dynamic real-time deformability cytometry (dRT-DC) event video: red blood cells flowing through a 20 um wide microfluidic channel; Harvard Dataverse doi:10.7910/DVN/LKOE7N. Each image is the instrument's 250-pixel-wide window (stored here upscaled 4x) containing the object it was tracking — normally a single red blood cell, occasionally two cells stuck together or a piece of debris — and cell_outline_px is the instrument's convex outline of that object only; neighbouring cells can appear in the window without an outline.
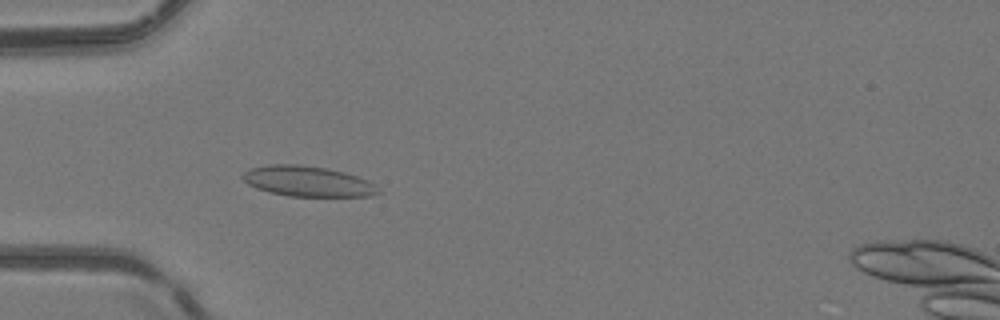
{"species": "common noctule bat (a hibernating species)", "species_latin": "Nyctalus noctula", "temperature_condition": "room temperature", "stored_images_in_passage": 52, "camera_frame_rate_fps": 3000, "um_per_image_px": 0.085, "animal": {"sex": "female", "body_mass_g": 24.6, "forearm_length_mm": 56.2}, "frame": {"image": 1, "passage_image": 17, "time_ms": 5.333, "image_size_px": [1000, 320], "cell_outline_px": [[380, 192], [372, 196], [288, 196], [256, 188], [248, 184], [240, 176], [248, 168], [268, 164], [300, 164], [328, 168], [344, 172], [368, 180]], "centroid_in_image_um": [26.1, 15.39], "position_along_channel_um": 58.9, "area_um2": 23.99}}
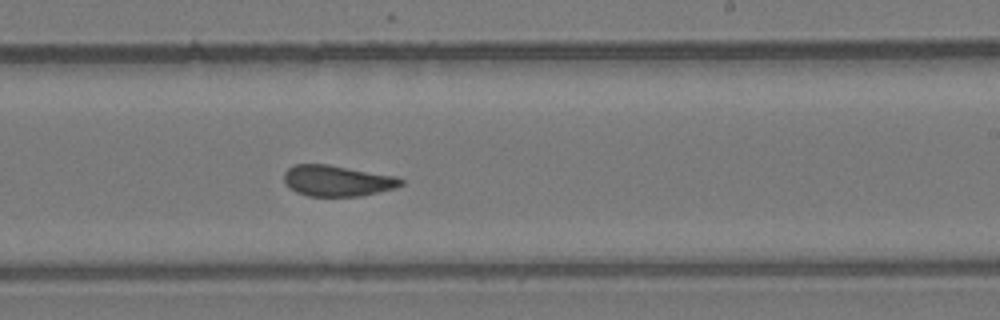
{"frame": {"image": 2, "passage_image": 32, "time_ms": 10.333, "image_size_px": [1000, 320], "cell_outline_px": [[404, 184], [396, 188], [360, 196], [308, 196], [296, 192], [284, 184], [284, 172], [292, 164], [328, 164], [396, 176], [404, 180]], "centroid_in_image_um": [28.65, 15.36], "position_along_channel_um": 260.3, "area_um2": 21.27}}
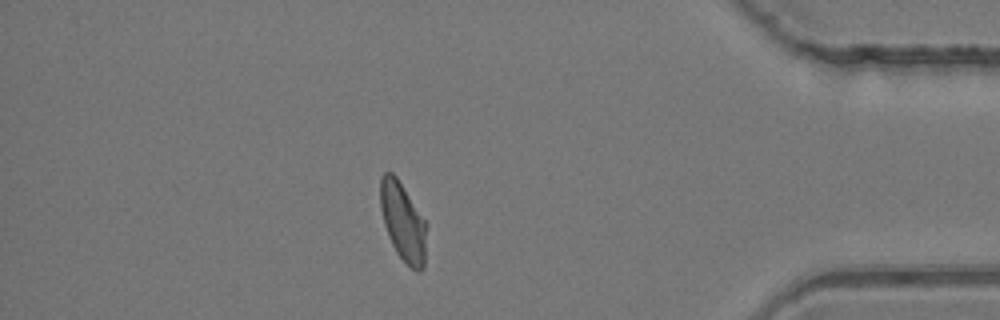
{"frame": {"image": 3, "passage_image": 45, "time_ms": 14.667, "image_size_px": [1000, 320], "cell_outline_px": [[428, 224], [424, 268], [420, 272], [416, 272], [396, 252], [388, 236], [384, 224], [380, 208], [380, 176], [384, 172], [392, 172], [396, 176]], "centroid_in_image_um": [34.27, 18.86], "position_along_channel_um": 400.9, "area_um2": 21.39}, "authors_computed_cell_mechanics": {"area_um2": 22.1085, "velocity_mm_per_s": 4.134, "shape_relaxation_time_tau1_ms": null, "shape_relaxation_time_tau2_ms": 0.8153, "deformation_change_tau1": null, "deformation_change_tau2": 0.0654}}